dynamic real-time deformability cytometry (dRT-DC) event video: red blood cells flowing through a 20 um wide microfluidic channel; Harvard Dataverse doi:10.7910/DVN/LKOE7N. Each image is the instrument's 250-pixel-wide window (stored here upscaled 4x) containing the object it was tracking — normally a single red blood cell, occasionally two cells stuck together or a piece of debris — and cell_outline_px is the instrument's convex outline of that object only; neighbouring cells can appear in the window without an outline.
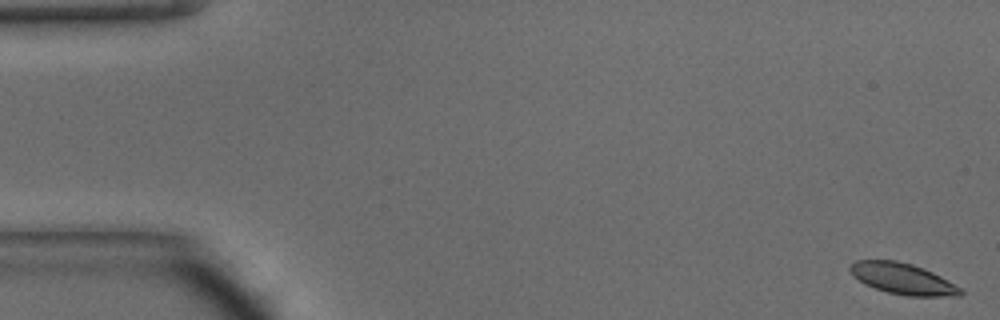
{"species": "common noctule bat (a hibernating species)", "species_latin": "Nyctalus noctula", "temperature_condition": "warm", "stored_images_in_passage": 48, "camera_frame_rate_fps": 3000, "um_per_image_px": 0.085, "animal": {"sex": "male", "body_mass_g": 15.6}, "frame": {"image": 1, "passage_image": 1, "time_ms": 0.0, "image_size_px": [1000, 320], "cell_outline_px": [[964, 292], [960, 296], [908, 296], [888, 292], [876, 288], [852, 276], [848, 268], [856, 260], [896, 260], [912, 264], [924, 268], [940, 276], [960, 288]], "centroid_in_image_um": [76.73, 23.68], "position_along_channel_um": 8.3, "area_um2": 19.77}}
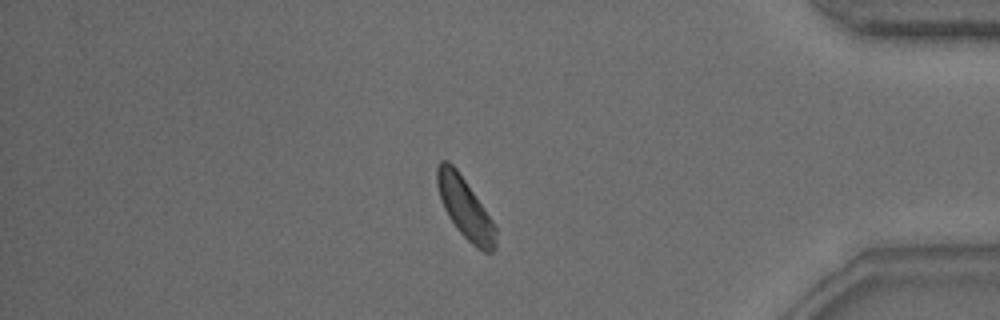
{"frame": {"image": 2, "passage_image": 41, "time_ms": 13.333, "image_size_px": [1000, 320], "cell_outline_px": [[496, 248], [492, 252], [484, 252], [476, 248], [456, 228], [448, 216], [444, 208], [436, 184], [436, 168], [440, 160], [448, 160], [456, 168], [484, 208], [492, 220], [496, 228]], "centroid_in_image_um": [39.52, 17.69], "position_along_channel_um": 395.7, "area_um2": 20.58}}
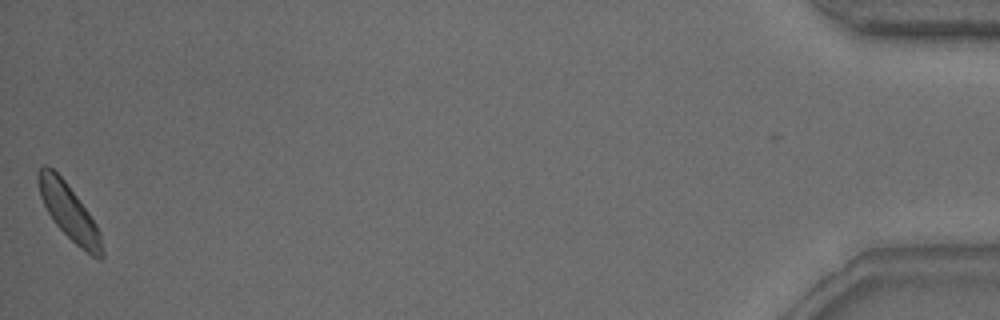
{"frame": {"image": 3, "passage_image": 48, "time_ms": 15.667, "image_size_px": [1000, 320], "cell_outline_px": [[104, 256], [100, 260], [92, 256], [80, 248], [52, 220], [40, 196], [36, 180], [36, 172], [44, 164], [48, 164], [64, 180], [88, 212], [96, 224], [100, 232], [104, 252]], "centroid_in_image_um": [5.85, 18.01], "position_along_channel_um": 429.3, "area_um2": 20.52}, "authors_computed_cell_mechanics": {"area_um2": 20.519, "velocity_mm_per_s": 4.1767, "shape_relaxation_time_tau1_ms": 1.7473, "shape_relaxation_time_tau2_ms": null, "deformation_change_tau1": 0.0571, "deformation_change_tau2": null}}